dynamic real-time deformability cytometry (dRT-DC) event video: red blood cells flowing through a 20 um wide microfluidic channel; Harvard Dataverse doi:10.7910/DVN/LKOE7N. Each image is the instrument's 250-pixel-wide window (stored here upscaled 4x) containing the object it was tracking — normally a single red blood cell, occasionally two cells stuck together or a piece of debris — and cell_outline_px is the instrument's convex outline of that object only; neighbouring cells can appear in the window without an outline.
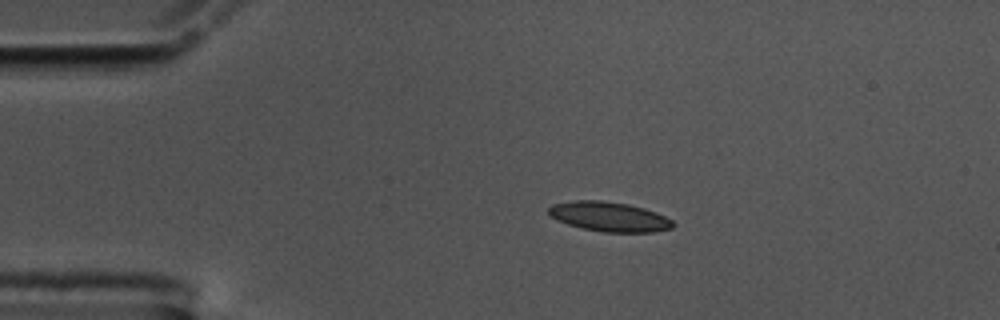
{"species": "common noctule bat (a hibernating species)", "species_latin": "Nyctalus noctula", "temperature_condition": "cold", "stored_images_in_passage": 46, "camera_frame_rate_fps": 3000, "um_per_image_px": 0.085, "animal": {"sex": "male", "body_mass_g": 17.5, "forearm_length_mm": 52.3}, "frame": {"image": 1, "passage_image": 1, "time_ms": 0.0, "image_size_px": [1000, 320], "cell_outline_px": [[676, 224], [672, 228], [656, 232], [604, 232], [584, 228], [568, 224], [556, 220], [548, 212], [548, 208], [552, 204], [576, 200], [600, 200], [628, 204], [644, 208], [656, 212], [672, 220]], "centroid_in_image_um": [51.81, 18.41], "position_along_channel_um": 33.2, "area_um2": 21.44}}
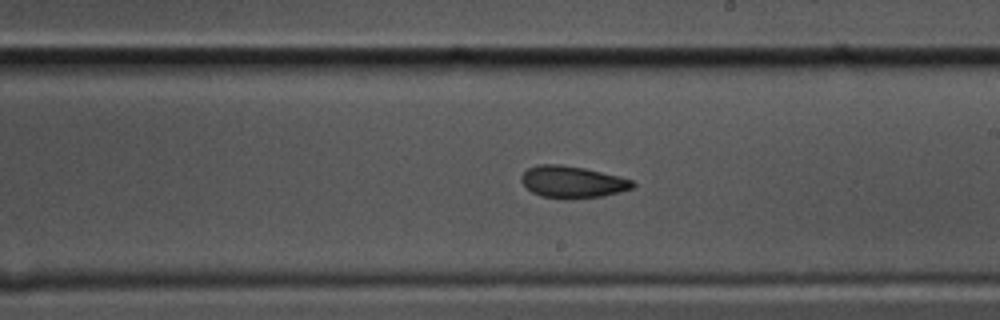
{"frame": {"image": 2, "passage_image": 22, "time_ms": 7.0, "image_size_px": [1000, 320], "cell_outline_px": [[636, 184], [632, 188], [620, 192], [600, 196], [564, 200], [540, 196], [532, 192], [520, 180], [520, 176], [528, 168], [536, 164], [560, 164], [584, 168], [620, 176], [632, 180]], "centroid_in_image_um": [48.63, 15.47], "position_along_channel_um": 240.4, "area_um2": 20.87}}
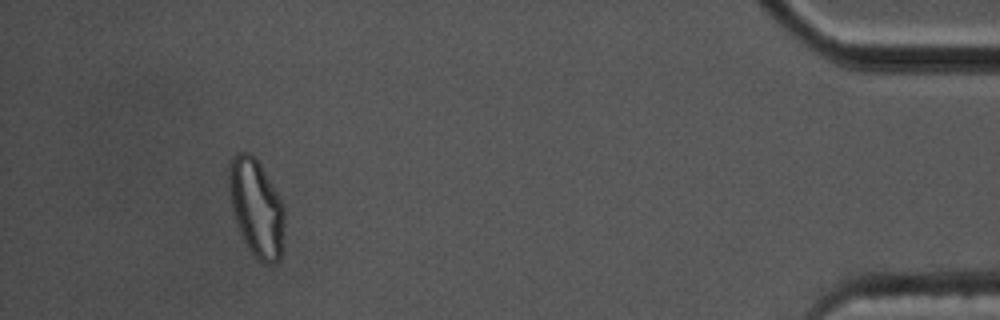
{"frame": {"image": 3, "passage_image": 42, "time_ms": 13.667, "image_size_px": [1000, 320], "cell_outline_px": [[284, 224], [280, 260], [276, 264], [264, 264], [256, 260], [248, 248], [236, 224], [232, 212], [228, 180], [228, 168], [232, 156], [236, 152], [248, 152], [256, 156], [276, 192], [284, 208]], "centroid_in_image_um": [21.77, 17.67], "position_along_channel_um": 413.4, "area_um2": 31.79}, "authors_computed_cell_mechanics": {"area_um2": 21.1548, "velocity_mm_per_s": 3.5539, "shape_relaxation_time_tau1_ms": 10.5843, "shape_relaxation_time_tau2_ms": 3.4658, "deformation_change_tau1": 0.188, "deformation_change_tau2": 0.0896}}